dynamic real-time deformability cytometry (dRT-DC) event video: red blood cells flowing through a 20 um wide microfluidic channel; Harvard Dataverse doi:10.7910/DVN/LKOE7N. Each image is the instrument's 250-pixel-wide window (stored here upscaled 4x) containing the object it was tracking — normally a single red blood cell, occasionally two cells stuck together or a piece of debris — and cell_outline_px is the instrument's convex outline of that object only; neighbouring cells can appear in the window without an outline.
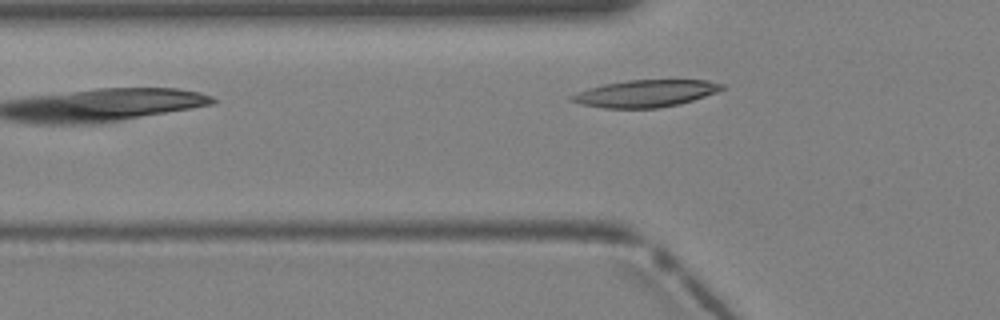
{"species": "Egyptian fruit bat (a non-hibernating species)", "species_latin": "Rousettus aegyptiacus", "temperature_condition": "warm", "stored_images_in_passage": 2, "camera_frame_rate_fps": 3000, "um_per_image_px": 0.085, "animal": {"sex": "female"}, "frame": {"image": 1, "passage_image": 2, "time_ms": 0.333, "image_size_px": [1000, 320], "cell_outline_px": [[724, 88], [716, 92], [680, 104], [656, 108], [604, 108], [580, 104], [568, 100], [568, 96], [588, 88], [604, 84], [628, 80], [708, 80], [724, 84]], "centroid_in_image_um": [54.83, 7.94], "position_along_channel_um": 71.0, "area_um2": 23.7}}